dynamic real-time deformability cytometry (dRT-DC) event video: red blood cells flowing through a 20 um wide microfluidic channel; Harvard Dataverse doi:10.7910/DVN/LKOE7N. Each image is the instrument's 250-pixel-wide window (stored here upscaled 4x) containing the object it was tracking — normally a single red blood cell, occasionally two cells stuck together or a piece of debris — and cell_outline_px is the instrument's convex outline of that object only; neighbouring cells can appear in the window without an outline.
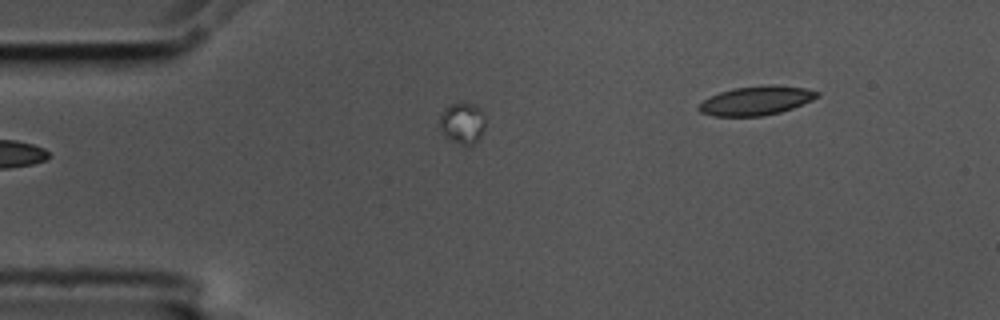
{"species": "common noctule bat (a hibernating species)", "species_latin": "Nyctalus noctula", "temperature_condition": "cold", "stored_images_in_passage": 5, "camera_frame_rate_fps": 3000, "um_per_image_px": 0.085, "animal": {"sex": "male", "body_mass_g": 17.5, "forearm_length_mm": 52.3}, "frame": {"image": 1, "passage_image": 5, "time_ms": 1.333, "image_size_px": [1000, 320], "cell_outline_px": [[484, 128], [480, 136], [472, 144], [464, 148], [444, 136], [440, 128], [440, 116], [444, 108], [460, 100], [464, 100], [476, 104], [484, 112]], "centroid_in_image_um": [39.3, 10.43], "position_along_channel_um": 45.7, "area_um2": 11.44}}